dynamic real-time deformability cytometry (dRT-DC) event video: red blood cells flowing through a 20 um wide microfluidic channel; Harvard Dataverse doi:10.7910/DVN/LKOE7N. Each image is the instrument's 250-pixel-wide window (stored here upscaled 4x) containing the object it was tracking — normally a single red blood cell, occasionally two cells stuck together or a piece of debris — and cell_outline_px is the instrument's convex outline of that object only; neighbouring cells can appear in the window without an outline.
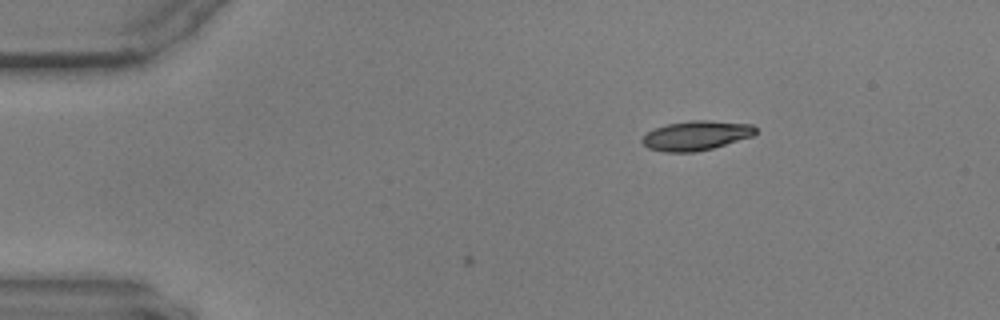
{"species": "common noctule bat (a hibernating species)", "species_latin": "Nyctalus noctula", "temperature_condition": "warm", "stored_images_in_passage": 3, "camera_frame_rate_fps": 3000, "um_per_image_px": 0.085, "animal": {"sex": "male", "body_mass_g": 17.9, "forearm_length_mm": 54.2}, "frame": {"image": 1, "passage_image": 3, "time_ms": 0.667, "image_size_px": [1000, 320], "cell_outline_px": [[756, 132], [752, 136], [712, 148], [696, 152], [664, 152], [648, 148], [640, 140], [648, 132], [656, 128], [668, 124], [692, 120], [708, 120], [752, 124], [756, 128]], "centroid_in_image_um": [59.17, 11.52], "position_along_channel_um": 25.8, "area_um2": 19.31}}